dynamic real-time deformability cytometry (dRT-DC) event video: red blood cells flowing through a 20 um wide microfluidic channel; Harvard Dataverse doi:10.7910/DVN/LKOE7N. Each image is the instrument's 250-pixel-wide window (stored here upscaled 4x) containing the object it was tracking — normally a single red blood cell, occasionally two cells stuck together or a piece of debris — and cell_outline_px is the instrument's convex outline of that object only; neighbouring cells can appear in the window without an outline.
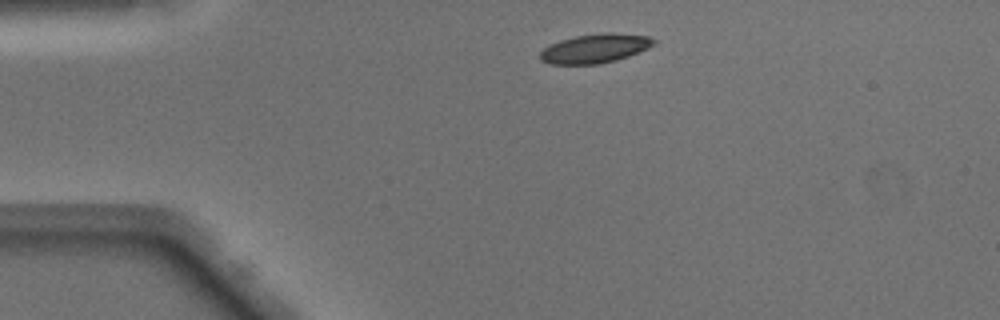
{"species": "Egyptian fruit bat (a non-hibernating species)", "species_latin": "Rousettus aegyptiacus", "temperature_condition": "warm", "stored_images_in_passage": 40, "camera_frame_rate_fps": 3000, "um_per_image_px": 0.085, "animal": {"sex": "male"}, "frame": {"image": 1, "passage_image": 1, "time_ms": 0.0, "image_size_px": [1000, 320], "cell_outline_px": [[656, 44], [648, 48], [628, 56], [616, 60], [600, 64], [552, 64], [540, 60], [540, 52], [544, 48], [560, 40], [576, 36], [604, 32], [612, 32], [648, 36], [656, 40]], "centroid_in_image_um": [50.6, 4.11], "position_along_channel_um": 34.4, "area_um2": 19.25}}
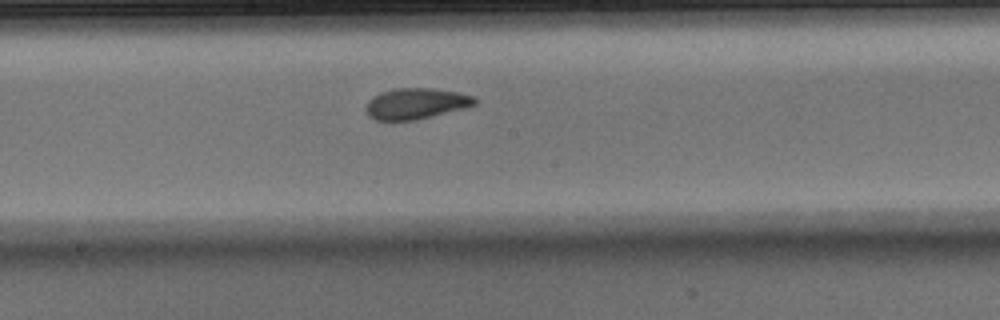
{"frame": {"image": 2, "passage_image": 17, "time_ms": 5.333, "image_size_px": [1000, 320], "cell_outline_px": [[476, 104], [464, 108], [416, 120], [376, 120], [368, 116], [364, 108], [368, 100], [372, 96], [380, 92], [396, 88], [432, 88], [460, 92], [476, 96]], "centroid_in_image_um": [35.34, 8.79], "position_along_channel_um": 212.9, "area_um2": 19.83}}
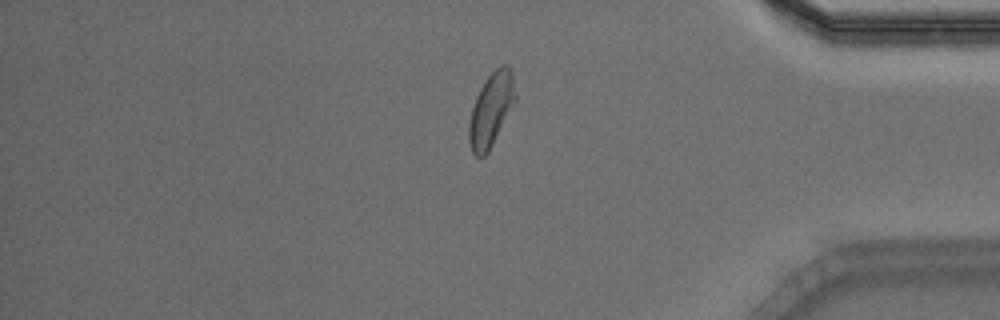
{"frame": {"image": 3, "passage_image": 32, "time_ms": 10.333, "image_size_px": [1000, 320], "cell_outline_px": [[516, 100], [488, 152], [484, 156], [476, 156], [472, 152], [468, 140], [468, 124], [472, 108], [476, 96], [484, 80], [500, 64], [508, 64], [512, 68], [516, 92]], "centroid_in_image_um": [41.75, 9.27], "position_along_channel_um": 393.4, "area_um2": 20.0}, "authors_computed_cell_mechanics": {"area_um2": 19.7387, "velocity_mm_per_s": 4.1063, "shape_relaxation_time_tau1_ms": 4.6321, "shape_relaxation_time_tau2_ms": 1.9019, "deformation_change_tau1": 0.1514, "deformation_change_tau2": 0.0736}}